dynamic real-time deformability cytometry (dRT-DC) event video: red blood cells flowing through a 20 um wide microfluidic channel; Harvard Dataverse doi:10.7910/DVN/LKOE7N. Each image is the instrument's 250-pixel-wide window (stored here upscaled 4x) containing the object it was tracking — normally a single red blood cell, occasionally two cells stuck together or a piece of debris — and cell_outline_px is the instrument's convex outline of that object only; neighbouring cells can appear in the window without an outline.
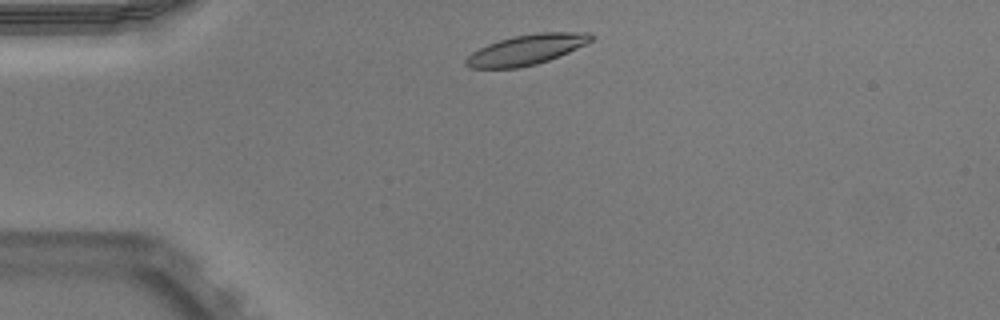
{"species": "Egyptian fruit bat (a non-hibernating species)", "species_latin": "Rousettus aegyptiacus", "temperature_condition": "warm", "stored_images_in_passage": 41, "camera_frame_rate_fps": 3000, "um_per_image_px": 0.085, "animal": {"sex": "male"}, "frame": {"image": 1, "passage_image": 2, "time_ms": 0.333, "image_size_px": [1000, 320], "cell_outline_px": [[596, 36], [592, 40], [560, 56], [536, 64], [516, 68], [472, 68], [464, 64], [464, 60], [472, 52], [488, 44], [512, 36], [536, 32], [588, 32]], "centroid_in_image_um": [44.75, 4.21], "position_along_channel_um": 40.3, "area_um2": 21.96}}
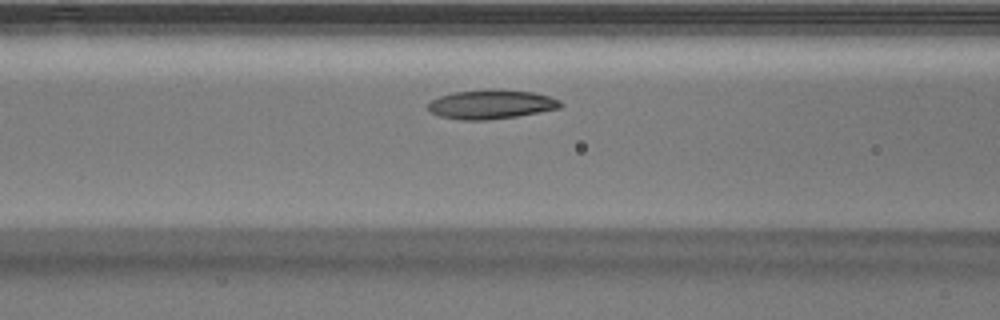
{"frame": {"image": 2, "passage_image": 11, "time_ms": 3.333, "image_size_px": [1000, 320], "cell_outline_px": [[564, 104], [560, 108], [516, 116], [488, 120], [460, 120], [440, 116], [432, 112], [428, 108], [428, 104], [432, 100], [440, 96], [452, 92], [488, 88], [532, 92], [548, 96], [560, 100]], "centroid_in_image_um": [41.74, 8.86], "position_along_channel_um": 124.9, "area_um2": 22.54}}
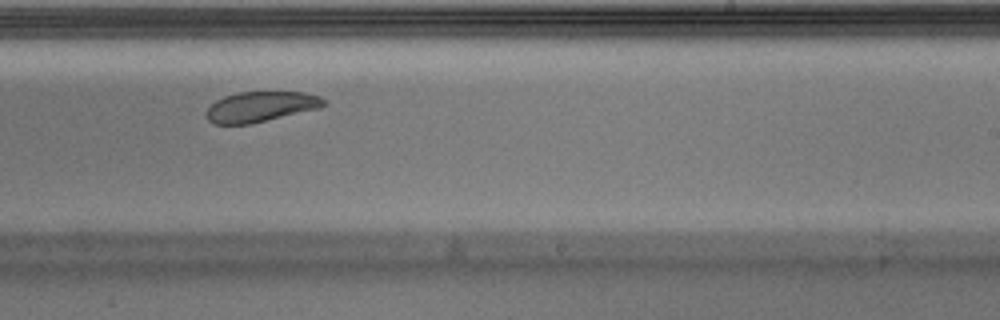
{"frame": {"image": 3, "passage_image": 22, "time_ms": 7.0, "image_size_px": [1000, 320], "cell_outline_px": [[328, 104], [320, 108], [248, 124], [212, 124], [208, 120], [208, 108], [216, 100], [224, 96], [240, 92], [304, 92], [320, 96]], "centroid_in_image_um": [22.18, 9.06], "position_along_channel_um": 266.8, "area_um2": 20.52}, "authors_computed_cell_mechanics": {"area_um2": 22.542, "velocity_mm_per_s": 3.8745, "shape_relaxation_time_tau1_ms": 1.8537, "shape_relaxation_time_tau2_ms": 9.3984, "deformation_change_tau1": 0.0755, "deformation_change_tau2": 0.1723}}